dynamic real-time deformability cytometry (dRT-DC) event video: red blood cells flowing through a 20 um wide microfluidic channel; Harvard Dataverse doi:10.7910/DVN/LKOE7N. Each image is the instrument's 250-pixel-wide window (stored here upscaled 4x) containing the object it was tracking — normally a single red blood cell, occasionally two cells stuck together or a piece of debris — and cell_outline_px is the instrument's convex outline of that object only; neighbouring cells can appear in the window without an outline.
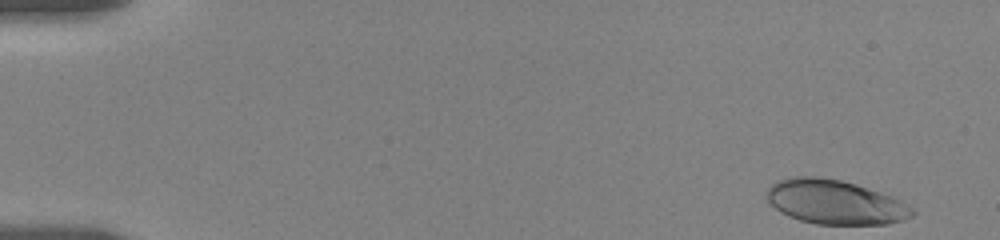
{"species": "human", "species_latin": "Homo sapiens", "temperature_condition": "room temperature", "stored_images_in_passage": 30, "camera_frame_rate_fps": 3000, "um_per_image_px": 0.085, "donor": {"sex": "female"}, "frame": {"image": 1, "passage_image": 1, "time_ms": 0.0, "image_size_px": [1000, 240], "cell_outline_px": [[916, 212], [912, 216], [904, 220], [888, 224], [816, 224], [800, 220], [788, 216], [780, 212], [764, 196], [768, 188], [772, 184], [780, 180], [792, 176], [820, 176], [840, 180], [856, 184], [892, 196], [900, 200], [912, 208]], "centroid_in_image_um": [70.97, 17.17], "position_along_channel_um": 14.0, "area_um2": 37.63}}
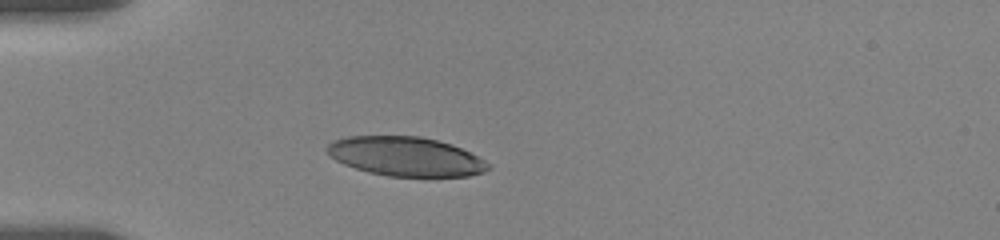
{"frame": {"image": 2, "passage_image": 26, "time_ms": 4.333, "image_size_px": [1000, 240], "cell_outline_px": [[492, 168], [484, 172], [468, 176], [388, 176], [368, 172], [344, 164], [336, 160], [328, 152], [328, 144], [332, 140], [348, 136], [420, 136], [452, 144], [492, 164]], "centroid_in_image_um": [34.51, 13.3], "position_along_channel_um": 50.5, "area_um2": 36.65}}